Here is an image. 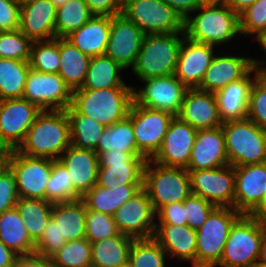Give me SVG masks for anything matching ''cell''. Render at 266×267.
Instances as JSON below:
<instances>
[{
  "label": "cell",
  "mask_w": 266,
  "mask_h": 267,
  "mask_svg": "<svg viewBox=\"0 0 266 267\" xmlns=\"http://www.w3.org/2000/svg\"><path fill=\"white\" fill-rule=\"evenodd\" d=\"M22 98L41 110H66L72 103V91L57 73L30 68Z\"/></svg>",
  "instance_id": "9a60e30c"
},
{
  "label": "cell",
  "mask_w": 266,
  "mask_h": 267,
  "mask_svg": "<svg viewBox=\"0 0 266 267\" xmlns=\"http://www.w3.org/2000/svg\"><path fill=\"white\" fill-rule=\"evenodd\" d=\"M116 267H131V266H130L129 262H126V263H124L122 265H118Z\"/></svg>",
  "instance_id": "2644e50d"
},
{
  "label": "cell",
  "mask_w": 266,
  "mask_h": 267,
  "mask_svg": "<svg viewBox=\"0 0 266 267\" xmlns=\"http://www.w3.org/2000/svg\"><path fill=\"white\" fill-rule=\"evenodd\" d=\"M255 73L253 68L243 79L232 82L215 93L219 114L223 122L247 118L250 91Z\"/></svg>",
  "instance_id": "83f0119b"
},
{
  "label": "cell",
  "mask_w": 266,
  "mask_h": 267,
  "mask_svg": "<svg viewBox=\"0 0 266 267\" xmlns=\"http://www.w3.org/2000/svg\"><path fill=\"white\" fill-rule=\"evenodd\" d=\"M94 16L86 0H69L57 8L55 38H65Z\"/></svg>",
  "instance_id": "ab89813d"
},
{
  "label": "cell",
  "mask_w": 266,
  "mask_h": 267,
  "mask_svg": "<svg viewBox=\"0 0 266 267\" xmlns=\"http://www.w3.org/2000/svg\"><path fill=\"white\" fill-rule=\"evenodd\" d=\"M142 187L143 184H126L112 189L96 184L81 199L88 210L113 216L116 210Z\"/></svg>",
  "instance_id": "4dcf8cb0"
},
{
  "label": "cell",
  "mask_w": 266,
  "mask_h": 267,
  "mask_svg": "<svg viewBox=\"0 0 266 267\" xmlns=\"http://www.w3.org/2000/svg\"><path fill=\"white\" fill-rule=\"evenodd\" d=\"M0 241L17 255L35 252V243L16 207L0 214Z\"/></svg>",
  "instance_id": "d6a6232c"
},
{
  "label": "cell",
  "mask_w": 266,
  "mask_h": 267,
  "mask_svg": "<svg viewBox=\"0 0 266 267\" xmlns=\"http://www.w3.org/2000/svg\"><path fill=\"white\" fill-rule=\"evenodd\" d=\"M29 66L41 73H57L60 66L59 38L34 41L31 45Z\"/></svg>",
  "instance_id": "7bdbcfd3"
},
{
  "label": "cell",
  "mask_w": 266,
  "mask_h": 267,
  "mask_svg": "<svg viewBox=\"0 0 266 267\" xmlns=\"http://www.w3.org/2000/svg\"><path fill=\"white\" fill-rule=\"evenodd\" d=\"M17 254L0 241V267H13Z\"/></svg>",
  "instance_id": "680465c9"
},
{
  "label": "cell",
  "mask_w": 266,
  "mask_h": 267,
  "mask_svg": "<svg viewBox=\"0 0 266 267\" xmlns=\"http://www.w3.org/2000/svg\"><path fill=\"white\" fill-rule=\"evenodd\" d=\"M252 69V58L214 55L197 89L216 93L228 84L243 79Z\"/></svg>",
  "instance_id": "d4e9b609"
},
{
  "label": "cell",
  "mask_w": 266,
  "mask_h": 267,
  "mask_svg": "<svg viewBox=\"0 0 266 267\" xmlns=\"http://www.w3.org/2000/svg\"><path fill=\"white\" fill-rule=\"evenodd\" d=\"M177 117L196 130L220 127L223 121L215 93L188 88Z\"/></svg>",
  "instance_id": "7402d4cb"
},
{
  "label": "cell",
  "mask_w": 266,
  "mask_h": 267,
  "mask_svg": "<svg viewBox=\"0 0 266 267\" xmlns=\"http://www.w3.org/2000/svg\"><path fill=\"white\" fill-rule=\"evenodd\" d=\"M8 155H9L8 150L4 149L0 151V171L7 165Z\"/></svg>",
  "instance_id": "03108f58"
},
{
  "label": "cell",
  "mask_w": 266,
  "mask_h": 267,
  "mask_svg": "<svg viewBox=\"0 0 266 267\" xmlns=\"http://www.w3.org/2000/svg\"><path fill=\"white\" fill-rule=\"evenodd\" d=\"M143 188L157 212L165 205L183 202L191 194L189 172L148 159L144 168Z\"/></svg>",
  "instance_id": "52a82bcc"
},
{
  "label": "cell",
  "mask_w": 266,
  "mask_h": 267,
  "mask_svg": "<svg viewBox=\"0 0 266 267\" xmlns=\"http://www.w3.org/2000/svg\"><path fill=\"white\" fill-rule=\"evenodd\" d=\"M167 252L153 238L134 239L128 255L131 267H165Z\"/></svg>",
  "instance_id": "60d3db41"
},
{
  "label": "cell",
  "mask_w": 266,
  "mask_h": 267,
  "mask_svg": "<svg viewBox=\"0 0 266 267\" xmlns=\"http://www.w3.org/2000/svg\"><path fill=\"white\" fill-rule=\"evenodd\" d=\"M65 243V238L59 235L56 223L50 219L40 240L35 244V252L51 258Z\"/></svg>",
  "instance_id": "f907efd6"
},
{
  "label": "cell",
  "mask_w": 266,
  "mask_h": 267,
  "mask_svg": "<svg viewBox=\"0 0 266 267\" xmlns=\"http://www.w3.org/2000/svg\"><path fill=\"white\" fill-rule=\"evenodd\" d=\"M229 165L222 126L198 130L186 170L213 169Z\"/></svg>",
  "instance_id": "603a6c76"
},
{
  "label": "cell",
  "mask_w": 266,
  "mask_h": 267,
  "mask_svg": "<svg viewBox=\"0 0 266 267\" xmlns=\"http://www.w3.org/2000/svg\"><path fill=\"white\" fill-rule=\"evenodd\" d=\"M196 230L188 225L156 224L153 238L167 255L178 261H191L196 267Z\"/></svg>",
  "instance_id": "4316f807"
},
{
  "label": "cell",
  "mask_w": 266,
  "mask_h": 267,
  "mask_svg": "<svg viewBox=\"0 0 266 267\" xmlns=\"http://www.w3.org/2000/svg\"><path fill=\"white\" fill-rule=\"evenodd\" d=\"M254 82L250 91L247 118L266 131V84L257 76L255 69Z\"/></svg>",
  "instance_id": "c3c4849f"
},
{
  "label": "cell",
  "mask_w": 266,
  "mask_h": 267,
  "mask_svg": "<svg viewBox=\"0 0 266 267\" xmlns=\"http://www.w3.org/2000/svg\"><path fill=\"white\" fill-rule=\"evenodd\" d=\"M20 6L13 0H0V31L19 29Z\"/></svg>",
  "instance_id": "f5cc1de1"
},
{
  "label": "cell",
  "mask_w": 266,
  "mask_h": 267,
  "mask_svg": "<svg viewBox=\"0 0 266 267\" xmlns=\"http://www.w3.org/2000/svg\"><path fill=\"white\" fill-rule=\"evenodd\" d=\"M110 32V16H94L65 38L82 53L94 57L105 55Z\"/></svg>",
  "instance_id": "f1b7e54d"
},
{
  "label": "cell",
  "mask_w": 266,
  "mask_h": 267,
  "mask_svg": "<svg viewBox=\"0 0 266 267\" xmlns=\"http://www.w3.org/2000/svg\"><path fill=\"white\" fill-rule=\"evenodd\" d=\"M253 68L257 71V76L266 84V63L261 59L252 58ZM265 66V67H264Z\"/></svg>",
  "instance_id": "94428289"
},
{
  "label": "cell",
  "mask_w": 266,
  "mask_h": 267,
  "mask_svg": "<svg viewBox=\"0 0 266 267\" xmlns=\"http://www.w3.org/2000/svg\"><path fill=\"white\" fill-rule=\"evenodd\" d=\"M174 9L184 20L195 12L203 3V0H162Z\"/></svg>",
  "instance_id": "6f0895ef"
},
{
  "label": "cell",
  "mask_w": 266,
  "mask_h": 267,
  "mask_svg": "<svg viewBox=\"0 0 266 267\" xmlns=\"http://www.w3.org/2000/svg\"><path fill=\"white\" fill-rule=\"evenodd\" d=\"M147 160L142 153L109 149L98 155L97 185L113 189L126 184H143Z\"/></svg>",
  "instance_id": "30bf717a"
},
{
  "label": "cell",
  "mask_w": 266,
  "mask_h": 267,
  "mask_svg": "<svg viewBox=\"0 0 266 267\" xmlns=\"http://www.w3.org/2000/svg\"><path fill=\"white\" fill-rule=\"evenodd\" d=\"M184 37L185 33L145 34L132 68L135 76L145 80L174 75Z\"/></svg>",
  "instance_id": "277c9868"
},
{
  "label": "cell",
  "mask_w": 266,
  "mask_h": 267,
  "mask_svg": "<svg viewBox=\"0 0 266 267\" xmlns=\"http://www.w3.org/2000/svg\"><path fill=\"white\" fill-rule=\"evenodd\" d=\"M227 158L233 167L266 162V131L245 118L222 124Z\"/></svg>",
  "instance_id": "8992f818"
},
{
  "label": "cell",
  "mask_w": 266,
  "mask_h": 267,
  "mask_svg": "<svg viewBox=\"0 0 266 267\" xmlns=\"http://www.w3.org/2000/svg\"><path fill=\"white\" fill-rule=\"evenodd\" d=\"M145 34L123 14L110 16V32L105 55L123 69L133 68Z\"/></svg>",
  "instance_id": "ac0fdd59"
},
{
  "label": "cell",
  "mask_w": 266,
  "mask_h": 267,
  "mask_svg": "<svg viewBox=\"0 0 266 267\" xmlns=\"http://www.w3.org/2000/svg\"><path fill=\"white\" fill-rule=\"evenodd\" d=\"M240 33L257 36L266 30V0H257L239 14Z\"/></svg>",
  "instance_id": "7dc6e473"
},
{
  "label": "cell",
  "mask_w": 266,
  "mask_h": 267,
  "mask_svg": "<svg viewBox=\"0 0 266 267\" xmlns=\"http://www.w3.org/2000/svg\"><path fill=\"white\" fill-rule=\"evenodd\" d=\"M252 267H266V263L257 261Z\"/></svg>",
  "instance_id": "89a4df30"
},
{
  "label": "cell",
  "mask_w": 266,
  "mask_h": 267,
  "mask_svg": "<svg viewBox=\"0 0 266 267\" xmlns=\"http://www.w3.org/2000/svg\"><path fill=\"white\" fill-rule=\"evenodd\" d=\"M124 0H86L95 16H114L122 12Z\"/></svg>",
  "instance_id": "11a10c76"
},
{
  "label": "cell",
  "mask_w": 266,
  "mask_h": 267,
  "mask_svg": "<svg viewBox=\"0 0 266 267\" xmlns=\"http://www.w3.org/2000/svg\"><path fill=\"white\" fill-rule=\"evenodd\" d=\"M155 218L156 212L143 187L113 214L119 233L134 239L153 237Z\"/></svg>",
  "instance_id": "e0dca14e"
},
{
  "label": "cell",
  "mask_w": 266,
  "mask_h": 267,
  "mask_svg": "<svg viewBox=\"0 0 266 267\" xmlns=\"http://www.w3.org/2000/svg\"><path fill=\"white\" fill-rule=\"evenodd\" d=\"M156 217L159 220L157 224L187 225L183 202L161 207L156 212Z\"/></svg>",
  "instance_id": "db71d44e"
},
{
  "label": "cell",
  "mask_w": 266,
  "mask_h": 267,
  "mask_svg": "<svg viewBox=\"0 0 266 267\" xmlns=\"http://www.w3.org/2000/svg\"><path fill=\"white\" fill-rule=\"evenodd\" d=\"M59 55L58 75L71 91L81 88L86 78L91 57L82 53L66 38H59Z\"/></svg>",
  "instance_id": "1f68e13d"
},
{
  "label": "cell",
  "mask_w": 266,
  "mask_h": 267,
  "mask_svg": "<svg viewBox=\"0 0 266 267\" xmlns=\"http://www.w3.org/2000/svg\"><path fill=\"white\" fill-rule=\"evenodd\" d=\"M214 47L183 38L174 76L187 88H197L214 57Z\"/></svg>",
  "instance_id": "44dd1931"
},
{
  "label": "cell",
  "mask_w": 266,
  "mask_h": 267,
  "mask_svg": "<svg viewBox=\"0 0 266 267\" xmlns=\"http://www.w3.org/2000/svg\"><path fill=\"white\" fill-rule=\"evenodd\" d=\"M250 215L266 220V193L264 194L260 205Z\"/></svg>",
  "instance_id": "6125c7cd"
},
{
  "label": "cell",
  "mask_w": 266,
  "mask_h": 267,
  "mask_svg": "<svg viewBox=\"0 0 266 267\" xmlns=\"http://www.w3.org/2000/svg\"><path fill=\"white\" fill-rule=\"evenodd\" d=\"M234 209L250 215L266 193V162L234 167Z\"/></svg>",
  "instance_id": "ffe728a7"
},
{
  "label": "cell",
  "mask_w": 266,
  "mask_h": 267,
  "mask_svg": "<svg viewBox=\"0 0 266 267\" xmlns=\"http://www.w3.org/2000/svg\"><path fill=\"white\" fill-rule=\"evenodd\" d=\"M128 117L132 120L138 150L152 159L161 148L170 121L171 113L137 105L134 101Z\"/></svg>",
  "instance_id": "5bb4252c"
},
{
  "label": "cell",
  "mask_w": 266,
  "mask_h": 267,
  "mask_svg": "<svg viewBox=\"0 0 266 267\" xmlns=\"http://www.w3.org/2000/svg\"><path fill=\"white\" fill-rule=\"evenodd\" d=\"M109 149L128 153H141L137 147L132 120L128 116L111 126H105L99 144L94 151L99 155Z\"/></svg>",
  "instance_id": "74e56055"
},
{
  "label": "cell",
  "mask_w": 266,
  "mask_h": 267,
  "mask_svg": "<svg viewBox=\"0 0 266 267\" xmlns=\"http://www.w3.org/2000/svg\"><path fill=\"white\" fill-rule=\"evenodd\" d=\"M18 199L14 174L6 165L0 171V214L15 208Z\"/></svg>",
  "instance_id": "816d5d0a"
},
{
  "label": "cell",
  "mask_w": 266,
  "mask_h": 267,
  "mask_svg": "<svg viewBox=\"0 0 266 267\" xmlns=\"http://www.w3.org/2000/svg\"><path fill=\"white\" fill-rule=\"evenodd\" d=\"M257 0H223L234 12L240 14Z\"/></svg>",
  "instance_id": "91938a15"
},
{
  "label": "cell",
  "mask_w": 266,
  "mask_h": 267,
  "mask_svg": "<svg viewBox=\"0 0 266 267\" xmlns=\"http://www.w3.org/2000/svg\"><path fill=\"white\" fill-rule=\"evenodd\" d=\"M29 70L28 61L0 58V101L22 98Z\"/></svg>",
  "instance_id": "f35d334b"
},
{
  "label": "cell",
  "mask_w": 266,
  "mask_h": 267,
  "mask_svg": "<svg viewBox=\"0 0 266 267\" xmlns=\"http://www.w3.org/2000/svg\"><path fill=\"white\" fill-rule=\"evenodd\" d=\"M13 267H54L52 259L36 252L17 255Z\"/></svg>",
  "instance_id": "9f6ffc18"
},
{
  "label": "cell",
  "mask_w": 266,
  "mask_h": 267,
  "mask_svg": "<svg viewBox=\"0 0 266 267\" xmlns=\"http://www.w3.org/2000/svg\"><path fill=\"white\" fill-rule=\"evenodd\" d=\"M242 214L232 207H216L196 230V267H216L234 222Z\"/></svg>",
  "instance_id": "ba28073f"
},
{
  "label": "cell",
  "mask_w": 266,
  "mask_h": 267,
  "mask_svg": "<svg viewBox=\"0 0 266 267\" xmlns=\"http://www.w3.org/2000/svg\"><path fill=\"white\" fill-rule=\"evenodd\" d=\"M86 209L82 199L53 203L51 219L66 242L86 238Z\"/></svg>",
  "instance_id": "f546056e"
},
{
  "label": "cell",
  "mask_w": 266,
  "mask_h": 267,
  "mask_svg": "<svg viewBox=\"0 0 266 267\" xmlns=\"http://www.w3.org/2000/svg\"><path fill=\"white\" fill-rule=\"evenodd\" d=\"M81 198L73 189V182L64 165L59 160H53L52 172L46 184L45 200L57 203Z\"/></svg>",
  "instance_id": "b9f144b4"
},
{
  "label": "cell",
  "mask_w": 266,
  "mask_h": 267,
  "mask_svg": "<svg viewBox=\"0 0 266 267\" xmlns=\"http://www.w3.org/2000/svg\"><path fill=\"white\" fill-rule=\"evenodd\" d=\"M204 2H222L223 0H203Z\"/></svg>",
  "instance_id": "8c879c8a"
},
{
  "label": "cell",
  "mask_w": 266,
  "mask_h": 267,
  "mask_svg": "<svg viewBox=\"0 0 266 267\" xmlns=\"http://www.w3.org/2000/svg\"><path fill=\"white\" fill-rule=\"evenodd\" d=\"M42 110L24 98L0 101V145L3 149L17 150L27 131Z\"/></svg>",
  "instance_id": "4fadbf2b"
},
{
  "label": "cell",
  "mask_w": 266,
  "mask_h": 267,
  "mask_svg": "<svg viewBox=\"0 0 266 267\" xmlns=\"http://www.w3.org/2000/svg\"><path fill=\"white\" fill-rule=\"evenodd\" d=\"M133 88L76 89L72 91L71 105L80 114L104 126H111L128 116L134 101Z\"/></svg>",
  "instance_id": "3957f363"
},
{
  "label": "cell",
  "mask_w": 266,
  "mask_h": 267,
  "mask_svg": "<svg viewBox=\"0 0 266 267\" xmlns=\"http://www.w3.org/2000/svg\"><path fill=\"white\" fill-rule=\"evenodd\" d=\"M134 238L119 233L117 236L91 242V267H116L128 262Z\"/></svg>",
  "instance_id": "836d02e7"
},
{
  "label": "cell",
  "mask_w": 266,
  "mask_h": 267,
  "mask_svg": "<svg viewBox=\"0 0 266 267\" xmlns=\"http://www.w3.org/2000/svg\"><path fill=\"white\" fill-rule=\"evenodd\" d=\"M185 217L187 225L197 230L207 220L210 213L216 208L200 196L190 194L184 201Z\"/></svg>",
  "instance_id": "681fc988"
},
{
  "label": "cell",
  "mask_w": 266,
  "mask_h": 267,
  "mask_svg": "<svg viewBox=\"0 0 266 267\" xmlns=\"http://www.w3.org/2000/svg\"><path fill=\"white\" fill-rule=\"evenodd\" d=\"M198 130L174 116L165 133L159 151L151 159L168 167L186 169Z\"/></svg>",
  "instance_id": "d6986e66"
},
{
  "label": "cell",
  "mask_w": 266,
  "mask_h": 267,
  "mask_svg": "<svg viewBox=\"0 0 266 267\" xmlns=\"http://www.w3.org/2000/svg\"><path fill=\"white\" fill-rule=\"evenodd\" d=\"M56 8L64 5L66 2H68L69 0H50Z\"/></svg>",
  "instance_id": "003e7915"
},
{
  "label": "cell",
  "mask_w": 266,
  "mask_h": 267,
  "mask_svg": "<svg viewBox=\"0 0 266 267\" xmlns=\"http://www.w3.org/2000/svg\"><path fill=\"white\" fill-rule=\"evenodd\" d=\"M123 70L117 62L106 55L91 57L85 81L79 89L99 90L113 87H133L127 86L120 78L119 74Z\"/></svg>",
  "instance_id": "e575fe53"
},
{
  "label": "cell",
  "mask_w": 266,
  "mask_h": 267,
  "mask_svg": "<svg viewBox=\"0 0 266 267\" xmlns=\"http://www.w3.org/2000/svg\"><path fill=\"white\" fill-rule=\"evenodd\" d=\"M70 145V123L66 111L42 110L17 151L29 157L58 160Z\"/></svg>",
  "instance_id": "6da1fadb"
},
{
  "label": "cell",
  "mask_w": 266,
  "mask_h": 267,
  "mask_svg": "<svg viewBox=\"0 0 266 267\" xmlns=\"http://www.w3.org/2000/svg\"><path fill=\"white\" fill-rule=\"evenodd\" d=\"M7 166L14 174L19 198L45 200L53 159L29 157L12 150L9 151Z\"/></svg>",
  "instance_id": "8fae6325"
},
{
  "label": "cell",
  "mask_w": 266,
  "mask_h": 267,
  "mask_svg": "<svg viewBox=\"0 0 266 267\" xmlns=\"http://www.w3.org/2000/svg\"><path fill=\"white\" fill-rule=\"evenodd\" d=\"M261 263H266V234L261 241L258 260Z\"/></svg>",
  "instance_id": "be15d7a7"
},
{
  "label": "cell",
  "mask_w": 266,
  "mask_h": 267,
  "mask_svg": "<svg viewBox=\"0 0 266 267\" xmlns=\"http://www.w3.org/2000/svg\"><path fill=\"white\" fill-rule=\"evenodd\" d=\"M53 203L41 199L19 198L16 208L23 219L31 240L36 244L51 219Z\"/></svg>",
  "instance_id": "8d00e7d4"
},
{
  "label": "cell",
  "mask_w": 266,
  "mask_h": 267,
  "mask_svg": "<svg viewBox=\"0 0 266 267\" xmlns=\"http://www.w3.org/2000/svg\"><path fill=\"white\" fill-rule=\"evenodd\" d=\"M85 228L86 238L90 242L100 241L119 234L113 216L88 209H86Z\"/></svg>",
  "instance_id": "bcb514c9"
},
{
  "label": "cell",
  "mask_w": 266,
  "mask_h": 267,
  "mask_svg": "<svg viewBox=\"0 0 266 267\" xmlns=\"http://www.w3.org/2000/svg\"><path fill=\"white\" fill-rule=\"evenodd\" d=\"M65 111L70 123L71 145L79 149L95 150L105 126L80 114L72 105Z\"/></svg>",
  "instance_id": "d590c367"
},
{
  "label": "cell",
  "mask_w": 266,
  "mask_h": 267,
  "mask_svg": "<svg viewBox=\"0 0 266 267\" xmlns=\"http://www.w3.org/2000/svg\"><path fill=\"white\" fill-rule=\"evenodd\" d=\"M32 43L19 29L0 31V58L29 61Z\"/></svg>",
  "instance_id": "f6af8a7d"
},
{
  "label": "cell",
  "mask_w": 266,
  "mask_h": 267,
  "mask_svg": "<svg viewBox=\"0 0 266 267\" xmlns=\"http://www.w3.org/2000/svg\"><path fill=\"white\" fill-rule=\"evenodd\" d=\"M196 11L201 12L184 20L188 39L216 47L241 34L239 14L224 2H204Z\"/></svg>",
  "instance_id": "7a4b0ae2"
},
{
  "label": "cell",
  "mask_w": 266,
  "mask_h": 267,
  "mask_svg": "<svg viewBox=\"0 0 266 267\" xmlns=\"http://www.w3.org/2000/svg\"><path fill=\"white\" fill-rule=\"evenodd\" d=\"M256 37L257 42L261 45L266 54V30L261 31Z\"/></svg>",
  "instance_id": "e7e4bbea"
},
{
  "label": "cell",
  "mask_w": 266,
  "mask_h": 267,
  "mask_svg": "<svg viewBox=\"0 0 266 267\" xmlns=\"http://www.w3.org/2000/svg\"><path fill=\"white\" fill-rule=\"evenodd\" d=\"M57 8L50 0H32L20 6L19 30L32 42L55 39Z\"/></svg>",
  "instance_id": "cb8c5ba5"
},
{
  "label": "cell",
  "mask_w": 266,
  "mask_h": 267,
  "mask_svg": "<svg viewBox=\"0 0 266 267\" xmlns=\"http://www.w3.org/2000/svg\"><path fill=\"white\" fill-rule=\"evenodd\" d=\"M51 259L54 267H91V242L87 238L68 241Z\"/></svg>",
  "instance_id": "ee69618b"
},
{
  "label": "cell",
  "mask_w": 266,
  "mask_h": 267,
  "mask_svg": "<svg viewBox=\"0 0 266 267\" xmlns=\"http://www.w3.org/2000/svg\"><path fill=\"white\" fill-rule=\"evenodd\" d=\"M266 220L242 214L232 225L217 264L220 267H252L258 260Z\"/></svg>",
  "instance_id": "5b68a950"
},
{
  "label": "cell",
  "mask_w": 266,
  "mask_h": 267,
  "mask_svg": "<svg viewBox=\"0 0 266 267\" xmlns=\"http://www.w3.org/2000/svg\"><path fill=\"white\" fill-rule=\"evenodd\" d=\"M16 4H18L19 6L24 5L32 0H13Z\"/></svg>",
  "instance_id": "a7ac6f4b"
},
{
  "label": "cell",
  "mask_w": 266,
  "mask_h": 267,
  "mask_svg": "<svg viewBox=\"0 0 266 267\" xmlns=\"http://www.w3.org/2000/svg\"><path fill=\"white\" fill-rule=\"evenodd\" d=\"M187 171L191 194L200 196L216 207L234 208L235 172L232 165Z\"/></svg>",
  "instance_id": "7c38bea8"
},
{
  "label": "cell",
  "mask_w": 266,
  "mask_h": 267,
  "mask_svg": "<svg viewBox=\"0 0 266 267\" xmlns=\"http://www.w3.org/2000/svg\"><path fill=\"white\" fill-rule=\"evenodd\" d=\"M144 87L133 88V99L142 107L165 111L177 116L187 87L174 75L141 80Z\"/></svg>",
  "instance_id": "2e32d148"
},
{
  "label": "cell",
  "mask_w": 266,
  "mask_h": 267,
  "mask_svg": "<svg viewBox=\"0 0 266 267\" xmlns=\"http://www.w3.org/2000/svg\"><path fill=\"white\" fill-rule=\"evenodd\" d=\"M68 171L73 189L83 197L97 184L98 155L94 150L70 145L58 159Z\"/></svg>",
  "instance_id": "484cf974"
},
{
  "label": "cell",
  "mask_w": 266,
  "mask_h": 267,
  "mask_svg": "<svg viewBox=\"0 0 266 267\" xmlns=\"http://www.w3.org/2000/svg\"><path fill=\"white\" fill-rule=\"evenodd\" d=\"M121 14L144 34L184 33V19L162 0H124Z\"/></svg>",
  "instance_id": "9c48e42d"
}]
</instances>
